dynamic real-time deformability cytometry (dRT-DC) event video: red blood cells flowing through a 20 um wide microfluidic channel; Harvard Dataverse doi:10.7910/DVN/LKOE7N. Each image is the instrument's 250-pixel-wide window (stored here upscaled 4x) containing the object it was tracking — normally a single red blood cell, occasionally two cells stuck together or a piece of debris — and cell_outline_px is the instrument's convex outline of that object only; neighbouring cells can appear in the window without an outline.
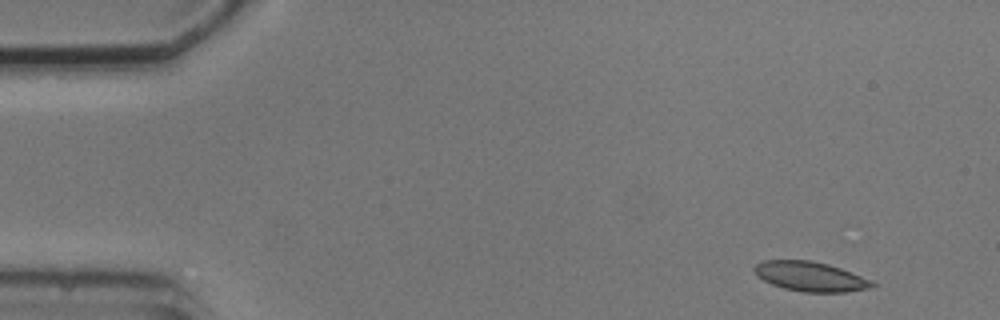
{"species": "common noctule bat (a hibernating species)", "species_latin": "Nyctalus noctula", "temperature_condition": "cold", "stored_images_in_passage": 4, "camera_frame_rate_fps": 3000, "um_per_image_px": 0.085, "animal": {"sex": "male", "body_mass_g": 20.5, "forearm_length_mm": 52.5}, "frame": {"image": 1, "passage_image": 1, "time_ms": 0.0, "image_size_px": [1000, 320], "cell_outline_px": [[876, 288], [848, 292], [804, 292], [784, 288], [772, 284], [756, 276], [752, 268], [756, 264], [764, 260], [808, 260], [828, 264], [840, 268], [872, 280], [876, 284]], "centroid_in_image_um": [68.91, 23.51], "position_along_channel_um": 16.1, "area_um2": 20.52}}
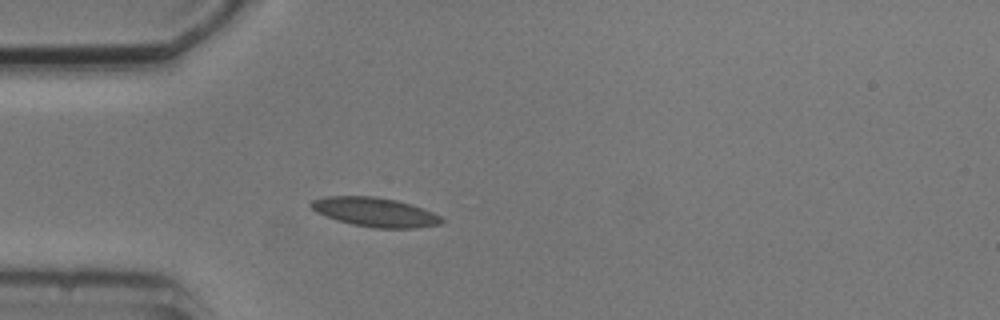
{"frame": {"image": 2, "passage_image": 4, "time_ms": 3.667, "image_size_px": [1000, 320], "cell_outline_px": [[444, 220], [440, 224], [416, 228], [372, 228], [352, 224], [336, 220], [316, 212], [308, 204], [312, 200], [324, 196], [376, 196], [396, 200], [412, 204], [424, 208], [440, 216]], "centroid_in_image_um": [31.86, 18.02], "position_along_channel_um": 53.1, "area_um2": 22.37}}